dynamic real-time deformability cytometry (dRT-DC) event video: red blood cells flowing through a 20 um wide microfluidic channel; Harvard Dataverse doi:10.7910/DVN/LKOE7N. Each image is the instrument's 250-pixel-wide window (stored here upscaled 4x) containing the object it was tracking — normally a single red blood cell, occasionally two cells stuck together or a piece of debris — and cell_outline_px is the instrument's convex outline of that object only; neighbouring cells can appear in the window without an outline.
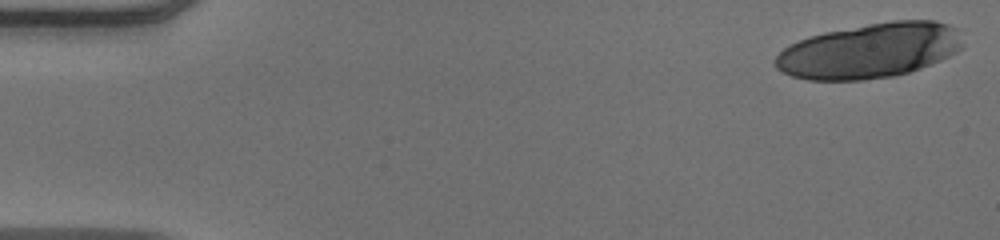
{"species": "human", "species_latin": "Homo sapiens", "temperature_condition": "warm", "stored_images_in_passage": 18, "camera_frame_rate_fps": 3000, "um_per_image_px": 0.085, "donor": {"sex": "male"}, "frame": {"image": 1, "passage_image": 1, "time_ms": 0.0, "image_size_px": [1000, 240], "cell_outline_px": [[964, 44], [956, 52], [940, 60], [920, 68], [908, 72], [892, 76], [864, 80], [808, 80], [792, 76], [776, 68], [772, 64], [772, 60], [788, 44], [808, 36], [824, 32], [868, 24], [892, 20], [936, 20], [948, 24], [956, 28]], "centroid_in_image_um": [73.89, 4.3], "position_along_channel_um": 11.1, "area_um2": 60.23}}